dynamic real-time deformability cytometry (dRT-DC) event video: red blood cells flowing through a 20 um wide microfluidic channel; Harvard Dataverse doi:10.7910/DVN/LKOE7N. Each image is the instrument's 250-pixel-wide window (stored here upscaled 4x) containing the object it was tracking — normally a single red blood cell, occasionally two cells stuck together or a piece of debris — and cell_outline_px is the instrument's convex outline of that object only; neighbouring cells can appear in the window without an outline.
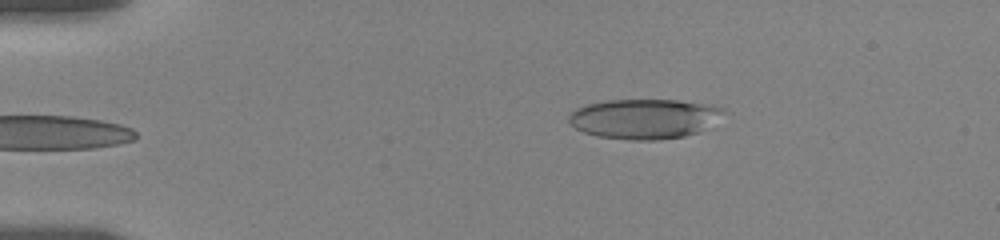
{"species": "human", "species_latin": "Homo sapiens", "temperature_condition": "room temperature", "stored_images_in_passage": 9, "camera_frame_rate_fps": 3000, "um_per_image_px": 0.085, "donor": {"sex": "female"}, "frame": {"image": 1, "passage_image": 9, "time_ms": 6.0, "image_size_px": [1000, 240], "cell_outline_px": [[728, 112], [700, 132], [684, 136], [656, 140], [628, 140], [596, 136], [584, 132], [576, 128], [568, 120], [568, 116], [576, 108], [588, 104], [608, 100], [676, 100], [708, 104], [724, 108]], "centroid_in_image_um": [54.79, 10.1], "position_along_channel_um": 30.2, "area_um2": 36.07}}